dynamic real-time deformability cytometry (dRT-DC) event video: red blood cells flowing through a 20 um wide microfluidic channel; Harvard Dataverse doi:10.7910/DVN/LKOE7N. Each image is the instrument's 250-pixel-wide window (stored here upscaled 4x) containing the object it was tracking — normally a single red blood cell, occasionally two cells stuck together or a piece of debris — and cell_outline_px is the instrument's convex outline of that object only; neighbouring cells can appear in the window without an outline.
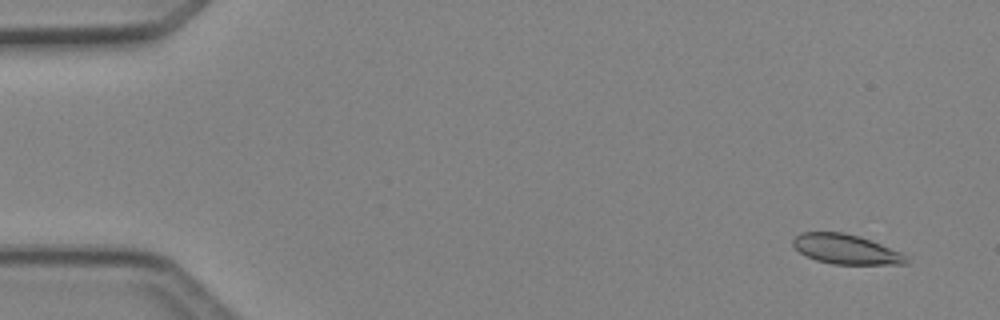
{"species": "Egyptian fruit bat (a non-hibernating species)", "species_latin": "Rousettus aegyptiacus", "temperature_condition": "cold", "stored_images_in_passage": 46, "camera_frame_rate_fps": 3000, "um_per_image_px": 0.085, "animal": {"sex": "female"}, "frame": {"image": 1, "passage_image": 1, "time_ms": 0.0, "image_size_px": [1000, 320], "cell_outline_px": [[908, 264], [832, 264], [816, 260], [800, 252], [792, 244], [792, 240], [796, 236], [804, 232], [844, 232], [860, 236], [900, 252], [908, 256]], "centroid_in_image_um": [71.92, 21.18], "position_along_channel_um": 13.1, "area_um2": 19.48}}
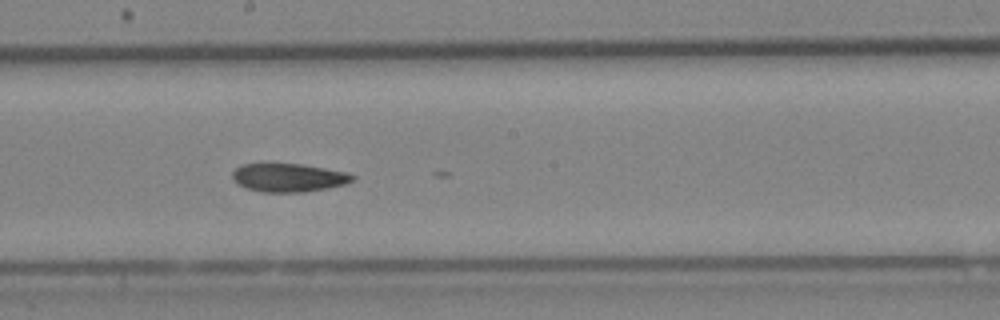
{"frame": {"image": 2, "passage_image": 25, "time_ms": 8.0, "image_size_px": [1000, 320], "cell_outline_px": [[356, 176], [348, 184], [328, 188], [304, 192], [264, 192], [248, 188], [232, 180], [232, 172], [240, 164], [260, 160], [300, 164], [348, 172]], "centroid_in_image_um": [24.48, 15.04], "position_along_channel_um": 223.7, "area_um2": 20.69}}
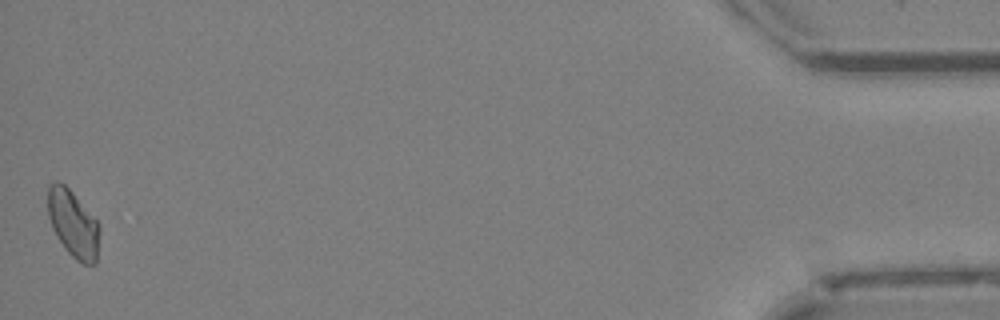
{"frame": {"image": 3, "passage_image": 46, "time_ms": 15.0, "image_size_px": [1000, 320], "cell_outline_px": [[100, 228], [96, 264], [84, 264], [76, 260], [64, 248], [56, 236], [52, 228], [48, 216], [48, 188], [56, 180], [64, 184], [72, 192], [100, 224]], "centroid_in_image_um": [6.22, 19.04], "position_along_channel_um": 429.0, "area_um2": 20.17}}